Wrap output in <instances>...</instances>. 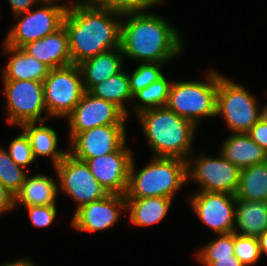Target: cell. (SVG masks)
Instances as JSON below:
<instances>
[{
    "label": "cell",
    "instance_id": "19",
    "mask_svg": "<svg viewBox=\"0 0 267 266\" xmlns=\"http://www.w3.org/2000/svg\"><path fill=\"white\" fill-rule=\"evenodd\" d=\"M4 51L11 56L2 69L3 80H36L43 82L50 68L27 54L22 48L8 46L3 42Z\"/></svg>",
    "mask_w": 267,
    "mask_h": 266
},
{
    "label": "cell",
    "instance_id": "5",
    "mask_svg": "<svg viewBox=\"0 0 267 266\" xmlns=\"http://www.w3.org/2000/svg\"><path fill=\"white\" fill-rule=\"evenodd\" d=\"M206 81H172L166 106L197 127L201 118L216 117L219 72L210 70Z\"/></svg>",
    "mask_w": 267,
    "mask_h": 266
},
{
    "label": "cell",
    "instance_id": "37",
    "mask_svg": "<svg viewBox=\"0 0 267 266\" xmlns=\"http://www.w3.org/2000/svg\"><path fill=\"white\" fill-rule=\"evenodd\" d=\"M43 0H8L13 15H18L32 9L33 5L40 4Z\"/></svg>",
    "mask_w": 267,
    "mask_h": 266
},
{
    "label": "cell",
    "instance_id": "1",
    "mask_svg": "<svg viewBox=\"0 0 267 266\" xmlns=\"http://www.w3.org/2000/svg\"><path fill=\"white\" fill-rule=\"evenodd\" d=\"M123 14L76 0L68 6L63 25L68 34L72 64L120 48Z\"/></svg>",
    "mask_w": 267,
    "mask_h": 266
},
{
    "label": "cell",
    "instance_id": "28",
    "mask_svg": "<svg viewBox=\"0 0 267 266\" xmlns=\"http://www.w3.org/2000/svg\"><path fill=\"white\" fill-rule=\"evenodd\" d=\"M25 168L18 166L8 151L0 146V183L15 197L21 190L27 177Z\"/></svg>",
    "mask_w": 267,
    "mask_h": 266
},
{
    "label": "cell",
    "instance_id": "18",
    "mask_svg": "<svg viewBox=\"0 0 267 266\" xmlns=\"http://www.w3.org/2000/svg\"><path fill=\"white\" fill-rule=\"evenodd\" d=\"M124 59L120 47L105 51L79 63L85 91H89L94 85L119 73L123 68Z\"/></svg>",
    "mask_w": 267,
    "mask_h": 266
},
{
    "label": "cell",
    "instance_id": "40",
    "mask_svg": "<svg viewBox=\"0 0 267 266\" xmlns=\"http://www.w3.org/2000/svg\"><path fill=\"white\" fill-rule=\"evenodd\" d=\"M261 254H267V229L257 238Z\"/></svg>",
    "mask_w": 267,
    "mask_h": 266
},
{
    "label": "cell",
    "instance_id": "3",
    "mask_svg": "<svg viewBox=\"0 0 267 266\" xmlns=\"http://www.w3.org/2000/svg\"><path fill=\"white\" fill-rule=\"evenodd\" d=\"M152 149L153 157L180 158L192 155L197 126L167 106L147 109L136 115ZM191 153V154H190Z\"/></svg>",
    "mask_w": 267,
    "mask_h": 266
},
{
    "label": "cell",
    "instance_id": "14",
    "mask_svg": "<svg viewBox=\"0 0 267 266\" xmlns=\"http://www.w3.org/2000/svg\"><path fill=\"white\" fill-rule=\"evenodd\" d=\"M125 145L126 142L116 152L85 161L108 194H126L133 154Z\"/></svg>",
    "mask_w": 267,
    "mask_h": 266
},
{
    "label": "cell",
    "instance_id": "24",
    "mask_svg": "<svg viewBox=\"0 0 267 266\" xmlns=\"http://www.w3.org/2000/svg\"><path fill=\"white\" fill-rule=\"evenodd\" d=\"M172 200L167 197L126 199V212L134 226H151L167 216Z\"/></svg>",
    "mask_w": 267,
    "mask_h": 266
},
{
    "label": "cell",
    "instance_id": "17",
    "mask_svg": "<svg viewBox=\"0 0 267 266\" xmlns=\"http://www.w3.org/2000/svg\"><path fill=\"white\" fill-rule=\"evenodd\" d=\"M22 49L50 69L72 64L68 34L64 25L54 33L24 45Z\"/></svg>",
    "mask_w": 267,
    "mask_h": 266
},
{
    "label": "cell",
    "instance_id": "29",
    "mask_svg": "<svg viewBox=\"0 0 267 266\" xmlns=\"http://www.w3.org/2000/svg\"><path fill=\"white\" fill-rule=\"evenodd\" d=\"M197 259L203 266H209L216 258L234 255V232L219 234V237L208 242L197 251Z\"/></svg>",
    "mask_w": 267,
    "mask_h": 266
},
{
    "label": "cell",
    "instance_id": "9",
    "mask_svg": "<svg viewBox=\"0 0 267 266\" xmlns=\"http://www.w3.org/2000/svg\"><path fill=\"white\" fill-rule=\"evenodd\" d=\"M6 97L7 123L22 125L27 122H42L47 114L43 82L36 80H3Z\"/></svg>",
    "mask_w": 267,
    "mask_h": 266
},
{
    "label": "cell",
    "instance_id": "31",
    "mask_svg": "<svg viewBox=\"0 0 267 266\" xmlns=\"http://www.w3.org/2000/svg\"><path fill=\"white\" fill-rule=\"evenodd\" d=\"M164 63H140V65L129 75L130 90L134 96L143 88L160 79L164 74L161 71Z\"/></svg>",
    "mask_w": 267,
    "mask_h": 266
},
{
    "label": "cell",
    "instance_id": "12",
    "mask_svg": "<svg viewBox=\"0 0 267 266\" xmlns=\"http://www.w3.org/2000/svg\"><path fill=\"white\" fill-rule=\"evenodd\" d=\"M70 141L80 132L105 125H125L126 115L113 103L85 91L74 110L66 117Z\"/></svg>",
    "mask_w": 267,
    "mask_h": 266
},
{
    "label": "cell",
    "instance_id": "13",
    "mask_svg": "<svg viewBox=\"0 0 267 266\" xmlns=\"http://www.w3.org/2000/svg\"><path fill=\"white\" fill-rule=\"evenodd\" d=\"M198 219L214 233H232L235 224L236 195L198 191L187 197Z\"/></svg>",
    "mask_w": 267,
    "mask_h": 266
},
{
    "label": "cell",
    "instance_id": "38",
    "mask_svg": "<svg viewBox=\"0 0 267 266\" xmlns=\"http://www.w3.org/2000/svg\"><path fill=\"white\" fill-rule=\"evenodd\" d=\"M209 266H244V265L235 255H232L224 258H216V261L212 262Z\"/></svg>",
    "mask_w": 267,
    "mask_h": 266
},
{
    "label": "cell",
    "instance_id": "32",
    "mask_svg": "<svg viewBox=\"0 0 267 266\" xmlns=\"http://www.w3.org/2000/svg\"><path fill=\"white\" fill-rule=\"evenodd\" d=\"M234 255L244 266L257 263L262 257L258 239L234 233Z\"/></svg>",
    "mask_w": 267,
    "mask_h": 266
},
{
    "label": "cell",
    "instance_id": "35",
    "mask_svg": "<svg viewBox=\"0 0 267 266\" xmlns=\"http://www.w3.org/2000/svg\"><path fill=\"white\" fill-rule=\"evenodd\" d=\"M249 137L267 152V117L263 115L247 132Z\"/></svg>",
    "mask_w": 267,
    "mask_h": 266
},
{
    "label": "cell",
    "instance_id": "39",
    "mask_svg": "<svg viewBox=\"0 0 267 266\" xmlns=\"http://www.w3.org/2000/svg\"><path fill=\"white\" fill-rule=\"evenodd\" d=\"M0 266H36L32 261H30L28 258L23 259H17L16 261L6 262L2 263Z\"/></svg>",
    "mask_w": 267,
    "mask_h": 266
},
{
    "label": "cell",
    "instance_id": "23",
    "mask_svg": "<svg viewBox=\"0 0 267 266\" xmlns=\"http://www.w3.org/2000/svg\"><path fill=\"white\" fill-rule=\"evenodd\" d=\"M45 121L27 122L21 127L29 141L33 151L34 158L47 156L50 157L55 167L68 153V151L58 150V134L51 127L46 126Z\"/></svg>",
    "mask_w": 267,
    "mask_h": 266
},
{
    "label": "cell",
    "instance_id": "41",
    "mask_svg": "<svg viewBox=\"0 0 267 266\" xmlns=\"http://www.w3.org/2000/svg\"><path fill=\"white\" fill-rule=\"evenodd\" d=\"M262 108L264 109V112H267V104H265L264 106H262Z\"/></svg>",
    "mask_w": 267,
    "mask_h": 266
},
{
    "label": "cell",
    "instance_id": "26",
    "mask_svg": "<svg viewBox=\"0 0 267 266\" xmlns=\"http://www.w3.org/2000/svg\"><path fill=\"white\" fill-rule=\"evenodd\" d=\"M236 198L244 201H267V161L241 169Z\"/></svg>",
    "mask_w": 267,
    "mask_h": 266
},
{
    "label": "cell",
    "instance_id": "21",
    "mask_svg": "<svg viewBox=\"0 0 267 266\" xmlns=\"http://www.w3.org/2000/svg\"><path fill=\"white\" fill-rule=\"evenodd\" d=\"M57 182L41 173L27 175L20 192L15 196V208L21 204L24 207L56 205L59 193Z\"/></svg>",
    "mask_w": 267,
    "mask_h": 266
},
{
    "label": "cell",
    "instance_id": "10",
    "mask_svg": "<svg viewBox=\"0 0 267 266\" xmlns=\"http://www.w3.org/2000/svg\"><path fill=\"white\" fill-rule=\"evenodd\" d=\"M197 156H192L193 158L190 156L187 159V180L192 179L200 184L199 191L236 195L240 184L241 169L220 153L217 158L201 154Z\"/></svg>",
    "mask_w": 267,
    "mask_h": 266
},
{
    "label": "cell",
    "instance_id": "4",
    "mask_svg": "<svg viewBox=\"0 0 267 266\" xmlns=\"http://www.w3.org/2000/svg\"><path fill=\"white\" fill-rule=\"evenodd\" d=\"M132 159L126 199L173 196L186 183L187 161L180 158L152 157L140 171Z\"/></svg>",
    "mask_w": 267,
    "mask_h": 266
},
{
    "label": "cell",
    "instance_id": "25",
    "mask_svg": "<svg viewBox=\"0 0 267 266\" xmlns=\"http://www.w3.org/2000/svg\"><path fill=\"white\" fill-rule=\"evenodd\" d=\"M93 96L107 100L116 105L128 118L129 111L126 101H132L133 95L130 90L128 73L123 69L110 78L94 85L89 91Z\"/></svg>",
    "mask_w": 267,
    "mask_h": 266
},
{
    "label": "cell",
    "instance_id": "22",
    "mask_svg": "<svg viewBox=\"0 0 267 266\" xmlns=\"http://www.w3.org/2000/svg\"><path fill=\"white\" fill-rule=\"evenodd\" d=\"M266 229L267 201H244L236 198L233 232L258 238Z\"/></svg>",
    "mask_w": 267,
    "mask_h": 266
},
{
    "label": "cell",
    "instance_id": "33",
    "mask_svg": "<svg viewBox=\"0 0 267 266\" xmlns=\"http://www.w3.org/2000/svg\"><path fill=\"white\" fill-rule=\"evenodd\" d=\"M10 158L20 167L26 169L28 165L35 162L33 151L30 145V141L23 131L16 138H14L10 145L9 150H7Z\"/></svg>",
    "mask_w": 267,
    "mask_h": 266
},
{
    "label": "cell",
    "instance_id": "36",
    "mask_svg": "<svg viewBox=\"0 0 267 266\" xmlns=\"http://www.w3.org/2000/svg\"><path fill=\"white\" fill-rule=\"evenodd\" d=\"M15 208V197L0 183V214Z\"/></svg>",
    "mask_w": 267,
    "mask_h": 266
},
{
    "label": "cell",
    "instance_id": "34",
    "mask_svg": "<svg viewBox=\"0 0 267 266\" xmlns=\"http://www.w3.org/2000/svg\"><path fill=\"white\" fill-rule=\"evenodd\" d=\"M25 208L34 227H48L54 222L57 216L56 205L29 206Z\"/></svg>",
    "mask_w": 267,
    "mask_h": 266
},
{
    "label": "cell",
    "instance_id": "15",
    "mask_svg": "<svg viewBox=\"0 0 267 266\" xmlns=\"http://www.w3.org/2000/svg\"><path fill=\"white\" fill-rule=\"evenodd\" d=\"M125 125H105L78 133L71 141L69 153L86 161L116 152L126 142Z\"/></svg>",
    "mask_w": 267,
    "mask_h": 266
},
{
    "label": "cell",
    "instance_id": "6",
    "mask_svg": "<svg viewBox=\"0 0 267 266\" xmlns=\"http://www.w3.org/2000/svg\"><path fill=\"white\" fill-rule=\"evenodd\" d=\"M255 97L245 87L219 73L216 117L223 116L231 132L247 133L264 115Z\"/></svg>",
    "mask_w": 267,
    "mask_h": 266
},
{
    "label": "cell",
    "instance_id": "16",
    "mask_svg": "<svg viewBox=\"0 0 267 266\" xmlns=\"http://www.w3.org/2000/svg\"><path fill=\"white\" fill-rule=\"evenodd\" d=\"M121 211H126L125 195L108 194L103 199L75 210L71 219V227L80 232L104 231L115 225L121 217Z\"/></svg>",
    "mask_w": 267,
    "mask_h": 266
},
{
    "label": "cell",
    "instance_id": "30",
    "mask_svg": "<svg viewBox=\"0 0 267 266\" xmlns=\"http://www.w3.org/2000/svg\"><path fill=\"white\" fill-rule=\"evenodd\" d=\"M85 4L106 9L109 11L118 12L120 14L132 13L141 11L152 6L160 5L163 0H81Z\"/></svg>",
    "mask_w": 267,
    "mask_h": 266
},
{
    "label": "cell",
    "instance_id": "2",
    "mask_svg": "<svg viewBox=\"0 0 267 266\" xmlns=\"http://www.w3.org/2000/svg\"><path fill=\"white\" fill-rule=\"evenodd\" d=\"M148 9L123 14L122 54L141 63L170 62L181 54L182 38L176 27L165 18L148 12Z\"/></svg>",
    "mask_w": 267,
    "mask_h": 266
},
{
    "label": "cell",
    "instance_id": "27",
    "mask_svg": "<svg viewBox=\"0 0 267 266\" xmlns=\"http://www.w3.org/2000/svg\"><path fill=\"white\" fill-rule=\"evenodd\" d=\"M172 81H168L166 76H162L157 81L143 88L133 96L139 102L132 104V109L138 115L144 110L166 106Z\"/></svg>",
    "mask_w": 267,
    "mask_h": 266
},
{
    "label": "cell",
    "instance_id": "8",
    "mask_svg": "<svg viewBox=\"0 0 267 266\" xmlns=\"http://www.w3.org/2000/svg\"><path fill=\"white\" fill-rule=\"evenodd\" d=\"M43 88L46 118H66L85 92L82 74L76 64L50 69Z\"/></svg>",
    "mask_w": 267,
    "mask_h": 266
},
{
    "label": "cell",
    "instance_id": "20",
    "mask_svg": "<svg viewBox=\"0 0 267 266\" xmlns=\"http://www.w3.org/2000/svg\"><path fill=\"white\" fill-rule=\"evenodd\" d=\"M219 152L239 169L267 161V152L254 142L247 133H233L222 145Z\"/></svg>",
    "mask_w": 267,
    "mask_h": 266
},
{
    "label": "cell",
    "instance_id": "11",
    "mask_svg": "<svg viewBox=\"0 0 267 266\" xmlns=\"http://www.w3.org/2000/svg\"><path fill=\"white\" fill-rule=\"evenodd\" d=\"M54 168L57 172L58 191H63L76 201V210L108 195L91 173L88 164L69 152Z\"/></svg>",
    "mask_w": 267,
    "mask_h": 266
},
{
    "label": "cell",
    "instance_id": "7",
    "mask_svg": "<svg viewBox=\"0 0 267 266\" xmlns=\"http://www.w3.org/2000/svg\"><path fill=\"white\" fill-rule=\"evenodd\" d=\"M73 2L72 0H67ZM61 0H43L37 9L15 15L18 22L12 27L4 39V43L15 48L39 40L54 33L63 26L68 4Z\"/></svg>",
    "mask_w": 267,
    "mask_h": 266
}]
</instances>
